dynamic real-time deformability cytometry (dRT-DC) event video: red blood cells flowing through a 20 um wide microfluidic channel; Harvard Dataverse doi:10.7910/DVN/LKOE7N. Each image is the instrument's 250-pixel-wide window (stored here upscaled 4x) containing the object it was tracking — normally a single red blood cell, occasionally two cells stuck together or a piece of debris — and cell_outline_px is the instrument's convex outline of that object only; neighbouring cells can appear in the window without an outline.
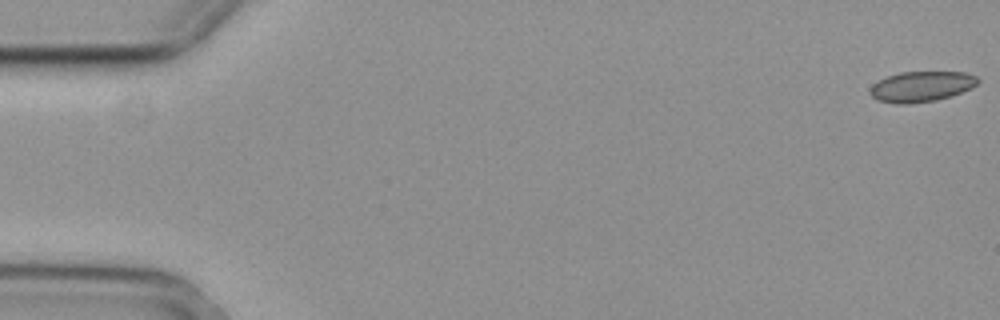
{"species": "common noctule bat (a hibernating species)", "species_latin": "Nyctalus noctula", "temperature_condition": "cold", "stored_images_in_passage": 33, "camera_frame_rate_fps": 3000, "um_per_image_px": 0.085, "animal": {"sex": "female", "body_mass_g": 29.2, "forearm_length_mm": 56.3}, "frame": {"image": 1, "passage_image": 1, "time_ms": 0.0, "image_size_px": [1000, 320], "cell_outline_px": [[980, 80], [972, 88], [952, 96], [936, 100], [908, 104], [896, 104], [876, 100], [868, 92], [872, 84], [888, 76], [900, 72], [964, 72], [976, 76]], "centroid_in_image_um": [78.31, 7.36], "position_along_channel_um": 6.7, "area_um2": 19.25}}
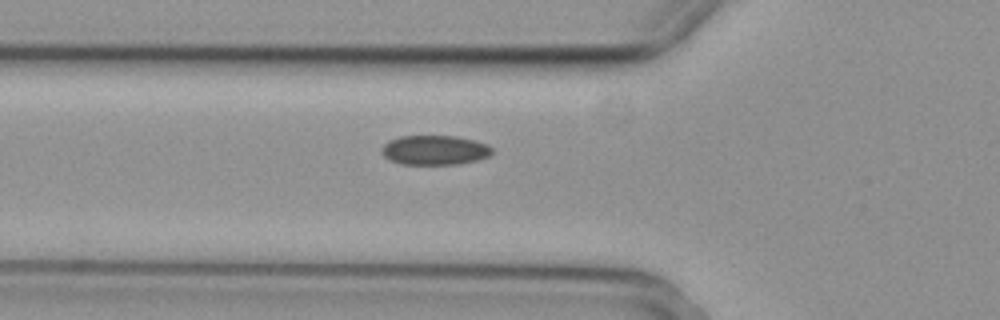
{"frame": {"image": 2, "passage_image": 20, "time_ms": 6.333, "image_size_px": [1000, 320], "cell_outline_px": [[492, 152], [488, 156], [476, 160], [460, 164], [400, 164], [384, 156], [380, 148], [388, 140], [400, 136], [456, 136], [476, 140], [488, 144], [492, 148]], "centroid_in_image_um": [36.95, 12.75], "position_along_channel_um": 88.9, "area_um2": 19.07}}
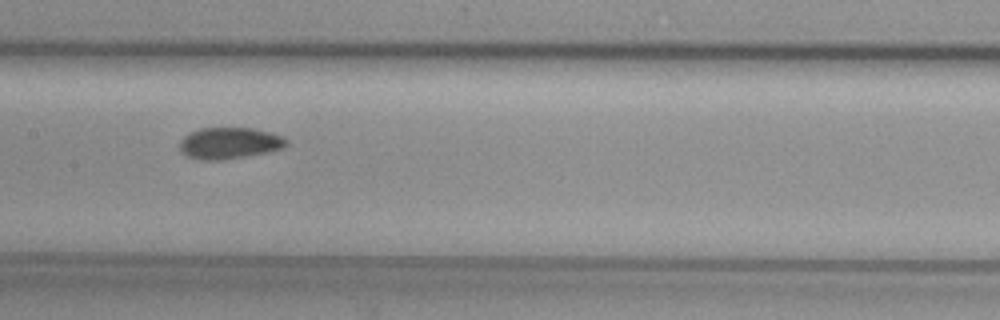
{"frame": {"image": 3, "passage_image": 28, "time_ms": 9.0, "image_size_px": [1000, 320], "cell_outline_px": [[288, 144], [280, 148], [264, 152], [224, 160], [200, 160], [184, 156], [180, 152], [180, 140], [188, 132], [200, 128], [252, 128], [284, 136], [288, 140]], "centroid_in_image_um": [19.43, 12.16], "position_along_channel_um": 188.0, "area_um2": 19.59}}